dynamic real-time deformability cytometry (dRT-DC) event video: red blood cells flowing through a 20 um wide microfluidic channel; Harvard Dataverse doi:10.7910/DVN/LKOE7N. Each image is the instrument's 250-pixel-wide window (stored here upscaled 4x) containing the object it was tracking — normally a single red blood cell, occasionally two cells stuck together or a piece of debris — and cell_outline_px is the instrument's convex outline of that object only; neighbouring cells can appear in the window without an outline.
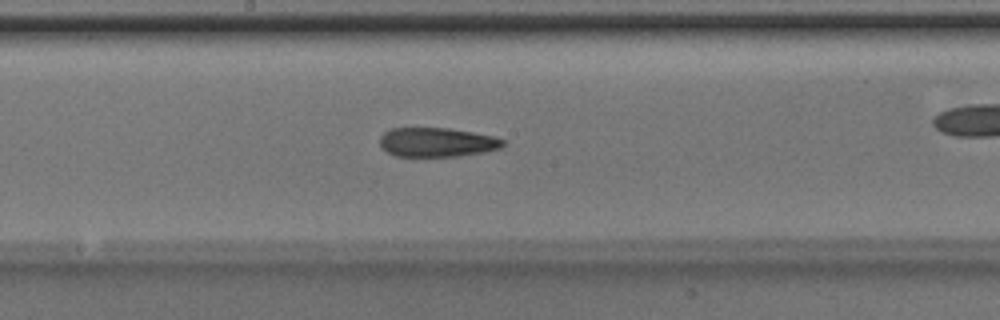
{"species": "Egyptian fruit bat (a non-hibernating species)", "species_latin": "Rousettus aegyptiacus", "temperature_condition": "room temperature", "stored_images_in_passage": 34, "camera_frame_rate_fps": 3000, "um_per_image_px": 0.085, "animal": {"sex": "male"}, "frame": {"image": 1, "passage_image": 20, "time_ms": 6.333, "image_size_px": [1000, 320], "cell_outline_px": [[504, 144], [500, 148], [484, 152], [460, 156], [396, 156], [388, 152], [380, 144], [380, 136], [384, 132], [392, 128], [448, 128], [472, 132], [492, 136], [504, 140]], "centroid_in_image_um": [37.13, 12.09], "position_along_channel_um": 211.1, "area_um2": 20.81}}
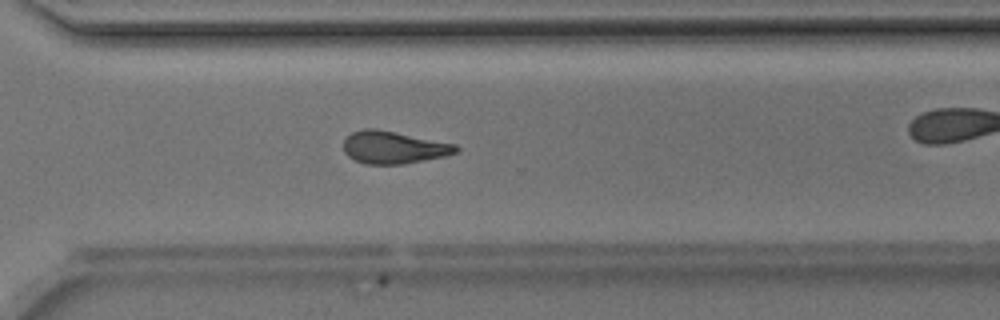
{"frame": {"image": 2, "passage_image": 29, "time_ms": 9.333, "image_size_px": [1000, 320], "cell_outline_px": [[460, 148], [456, 152], [444, 156], [404, 164], [364, 164], [348, 156], [344, 152], [344, 140], [352, 132], [364, 128], [376, 128], [456, 144]], "centroid_in_image_um": [33.44, 12.52], "position_along_channel_um": 337.2, "area_um2": 21.21}}